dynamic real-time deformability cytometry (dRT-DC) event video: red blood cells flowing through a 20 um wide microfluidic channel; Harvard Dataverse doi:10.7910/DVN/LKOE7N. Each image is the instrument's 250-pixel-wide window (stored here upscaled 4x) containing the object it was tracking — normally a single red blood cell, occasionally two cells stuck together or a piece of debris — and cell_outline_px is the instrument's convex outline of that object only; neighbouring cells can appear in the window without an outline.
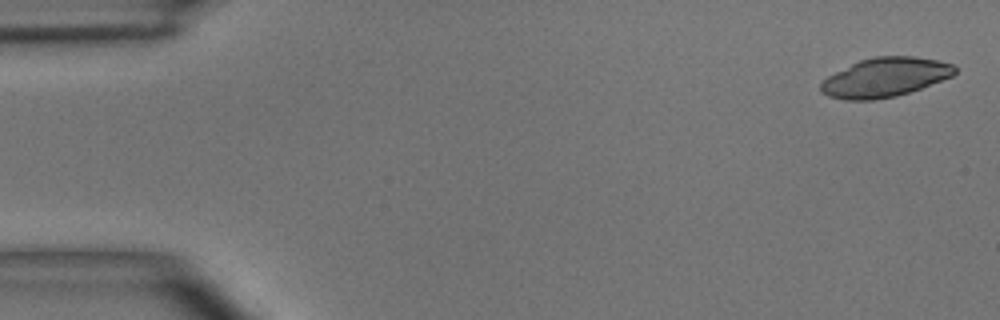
{"species": "common noctule bat (a hibernating species)", "species_latin": "Nyctalus noctula", "temperature_condition": "room temperature", "stored_images_in_passage": 4, "camera_frame_rate_fps": 3000, "um_per_image_px": 0.085, "animal": {"sex": "male", "body_mass_g": 15.6}, "frame": {"image": 1, "passage_image": 1, "time_ms": 0.0, "image_size_px": [1000, 320], "cell_outline_px": [[956, 72], [952, 76], [920, 88], [896, 96], [872, 100], [844, 100], [828, 96], [820, 92], [820, 84], [828, 76], [860, 60], [876, 56], [912, 56], [936, 60], [952, 64], [956, 68]], "centroid_in_image_um": [75.2, 6.58], "position_along_channel_um": 9.8, "area_um2": 30.29}}